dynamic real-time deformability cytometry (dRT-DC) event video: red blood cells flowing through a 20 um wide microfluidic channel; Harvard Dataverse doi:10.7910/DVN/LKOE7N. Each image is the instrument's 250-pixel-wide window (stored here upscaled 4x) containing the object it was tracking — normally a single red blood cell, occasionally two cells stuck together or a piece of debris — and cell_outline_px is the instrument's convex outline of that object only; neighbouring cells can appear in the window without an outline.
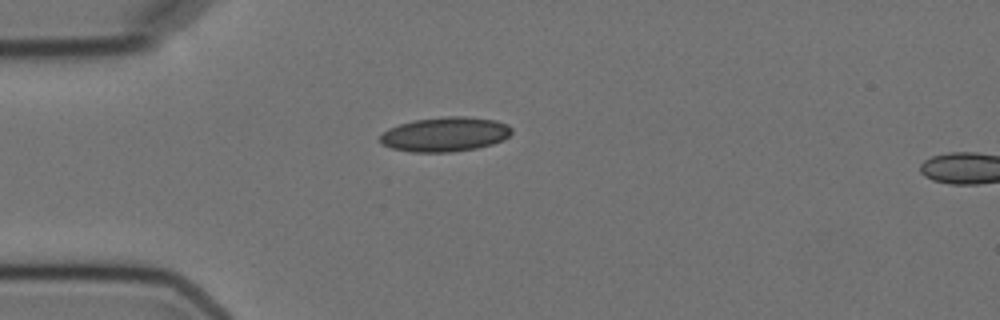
{"species": "Egyptian fruit bat (a non-hibernating species)", "species_latin": "Rousettus aegyptiacus", "temperature_condition": "cold", "stored_images_in_passage": 2, "segment_of_instrument_passage": [1, 2], "camera_frame_rate_fps": 3000, "um_per_image_px": 0.085, "animal": {"sex": "female"}, "frame": {"image": 1, "passage_image": 1, "time_ms": 0.0, "image_size_px": [1000, 320], "cell_outline_px": [[512, 132], [504, 140], [492, 144], [476, 148], [452, 152], [412, 152], [392, 148], [384, 144], [380, 140], [380, 136], [388, 128], [400, 124], [416, 120], [444, 116], [464, 116], [496, 120], [508, 124], [512, 128]], "centroid_in_image_um": [37.87, 11.41], "position_along_channel_um": 47.1, "area_um2": 26.41}}